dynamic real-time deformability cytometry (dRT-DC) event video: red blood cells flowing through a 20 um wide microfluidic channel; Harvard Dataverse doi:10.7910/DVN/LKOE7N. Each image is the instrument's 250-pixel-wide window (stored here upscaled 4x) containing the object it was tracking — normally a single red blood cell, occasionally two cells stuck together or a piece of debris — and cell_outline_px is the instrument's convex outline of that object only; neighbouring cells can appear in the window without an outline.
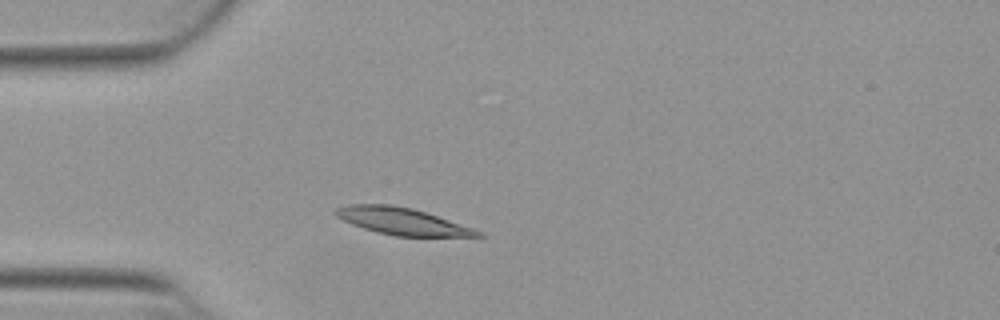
{"species": "Egyptian fruit bat (a non-hibernating species)", "species_latin": "Rousettus aegyptiacus", "temperature_condition": "warm", "stored_images_in_passage": 41, "camera_frame_rate_fps": 3000, "um_per_image_px": 0.085, "animal": {"sex": "female"}, "frame": {"image": 1, "passage_image": 8, "time_ms": 2.333, "image_size_px": [1000, 320], "cell_outline_px": [[484, 236], [396, 236], [376, 232], [352, 224], [336, 216], [332, 212], [336, 208], [348, 204], [392, 204], [412, 208], [472, 228], [480, 232]], "centroid_in_image_um": [34.09, 18.79], "position_along_channel_um": 50.9, "area_um2": 21.91}}
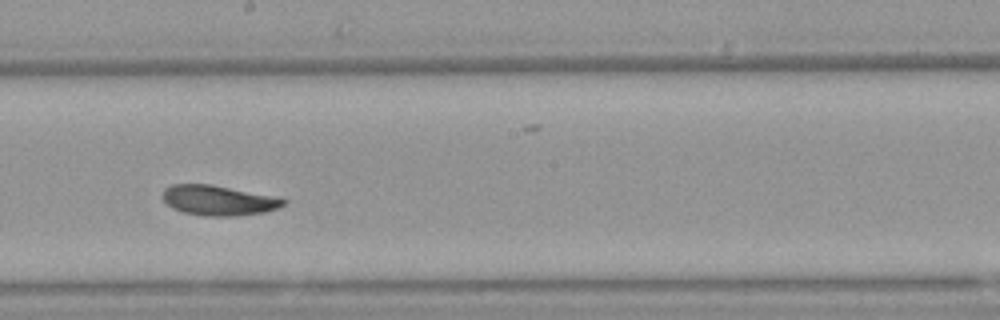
{"frame": {"image": 2, "passage_image": 23, "time_ms": 7.333, "image_size_px": [1000, 320], "cell_outline_px": [[288, 200], [284, 204], [276, 208], [264, 212], [232, 216], [204, 216], [184, 212], [172, 208], [160, 196], [164, 188], [172, 184], [212, 184], [272, 196]], "centroid_in_image_um": [18.5, 17.02], "position_along_channel_um": 229.7, "area_um2": 21.04}}
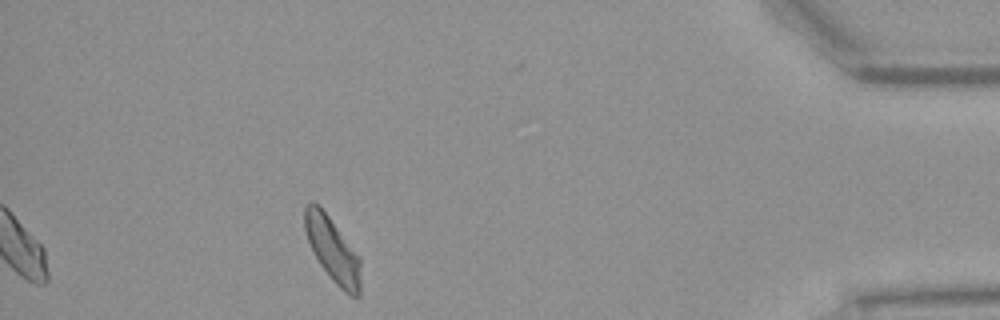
{"frame": {"image": 3, "passage_image": 41, "time_ms": 13.333, "image_size_px": [1000, 320], "cell_outline_px": [[360, 296], [352, 296], [344, 292], [332, 280], [320, 264], [308, 240], [304, 228], [304, 208], [312, 200], [320, 204], [360, 256]], "centroid_in_image_um": [28.27, 21.18], "position_along_channel_um": 406.9, "area_um2": 21.15}, "authors_computed_cell_mechanics": {"area_um2": 21.2126, "velocity_mm_per_s": 3.8331, "shape_relaxation_time_tau1_ms": 3.0295, "shape_relaxation_time_tau2_ms": 2.821, "deformation_change_tau1": 0.1291, "deformation_change_tau2": 0.0755}}